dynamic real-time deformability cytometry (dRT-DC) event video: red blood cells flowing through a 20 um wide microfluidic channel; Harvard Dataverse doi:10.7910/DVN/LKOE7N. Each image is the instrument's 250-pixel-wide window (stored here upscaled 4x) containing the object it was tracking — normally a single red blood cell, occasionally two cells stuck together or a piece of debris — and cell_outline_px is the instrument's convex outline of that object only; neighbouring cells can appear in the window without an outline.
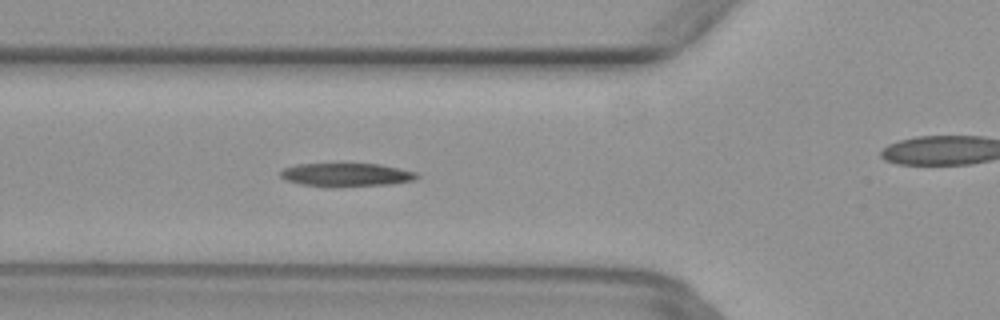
{"species": "common noctule bat (a hibernating species)", "species_latin": "Nyctalus noctula", "temperature_condition": "warm", "stored_images_in_passage": 35, "camera_frame_rate_fps": 3000, "um_per_image_px": 0.085, "animal": {"sex": "female", "body_mass_g": 29.2, "forearm_length_mm": 56.3}, "frame": {"image": 1, "passage_image": 5, "time_ms": 1.333, "image_size_px": [1000, 320], "cell_outline_px": [[420, 176], [416, 180], [392, 184], [336, 188], [324, 188], [300, 184], [284, 180], [280, 176], [280, 172], [284, 168], [296, 164], [380, 164], [416, 172]], "centroid_in_image_um": [29.42, 14.89], "position_along_channel_um": 96.4, "area_um2": 19.13}}
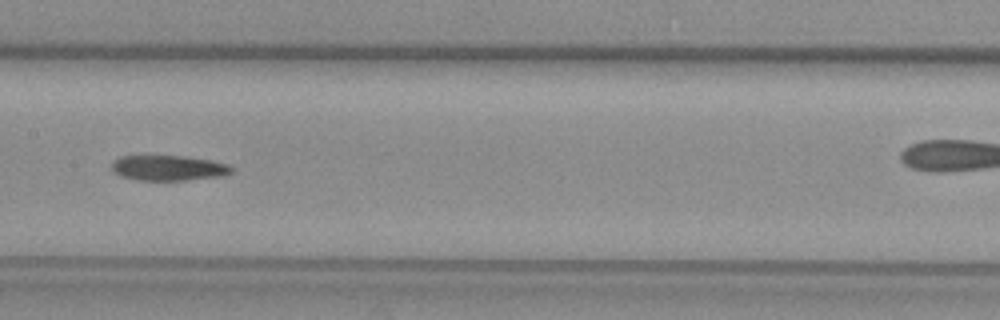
{"frame": {"image": 2, "passage_image": 12, "time_ms": 3.667, "image_size_px": [1000, 320], "cell_outline_px": [[236, 168], [228, 176], [188, 180], [140, 180], [120, 176], [112, 172], [112, 160], [120, 156], [184, 156], [212, 160], [228, 164]], "centroid_in_image_um": [14.38, 14.28], "position_along_channel_um": 193.0, "area_um2": 18.03}}
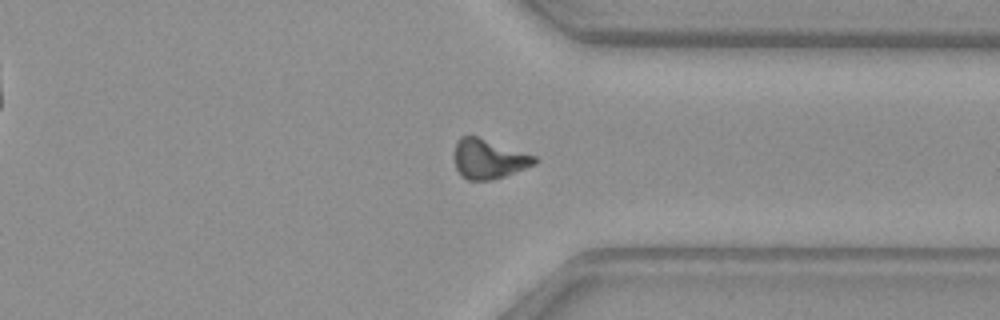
{"frame": {"image": 3, "passage_image": 25, "time_ms": 8.0, "image_size_px": [1000, 320], "cell_outline_px": [[540, 160], [536, 164], [504, 176], [488, 180], [468, 180], [460, 176], [456, 168], [452, 156], [456, 140], [460, 136], [476, 136], [536, 156]], "centroid_in_image_um": [41.49, 13.51], "position_along_channel_um": 369.9, "area_um2": 18.67}}